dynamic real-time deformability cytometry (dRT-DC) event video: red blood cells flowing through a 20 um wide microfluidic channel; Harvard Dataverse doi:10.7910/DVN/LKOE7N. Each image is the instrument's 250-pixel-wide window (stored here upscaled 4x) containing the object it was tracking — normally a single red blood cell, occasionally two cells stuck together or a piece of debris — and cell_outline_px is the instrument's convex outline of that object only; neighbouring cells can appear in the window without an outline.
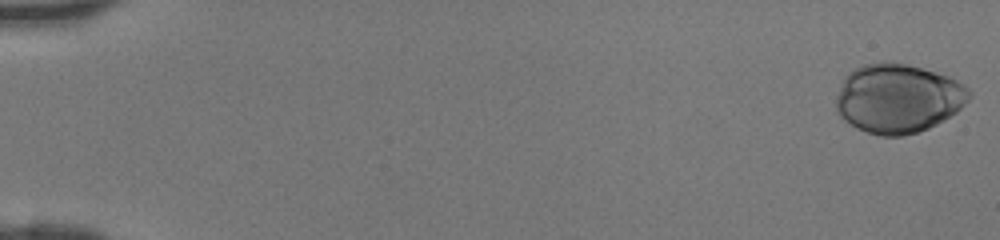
{"species": "human", "species_latin": "Homo sapiens", "temperature_condition": "room temperature", "stored_images_in_passage": 46, "camera_frame_rate_fps": 3000, "um_per_image_px": 0.085, "donor": {"sex": "female"}, "frame": {"image": 1, "passage_image": 1, "time_ms": 0.0, "image_size_px": [1000, 240], "cell_outline_px": [[972, 96], [956, 112], [936, 124], [928, 128], [904, 136], [880, 136], [856, 128], [844, 120], [836, 112], [836, 96], [844, 76], [848, 72], [864, 64], [884, 60], [892, 60], [936, 72], [948, 76], [964, 84], [972, 92]], "centroid_in_image_um": [76.31, 8.34], "position_along_channel_um": 8.7, "area_um2": 54.04}}
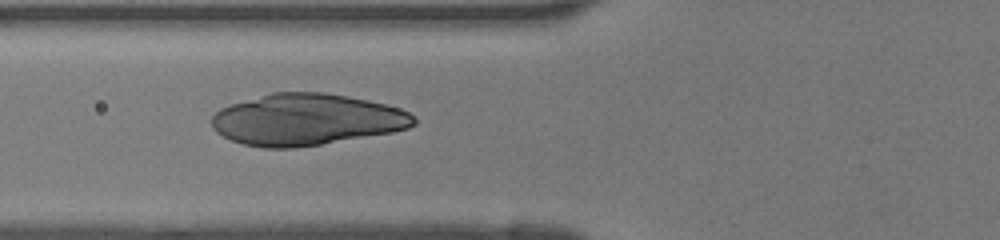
{"frame": {"image": 2, "passage_image": 19, "time_ms": 6.0, "image_size_px": [1000, 240], "cell_outline_px": [[416, 124], [408, 128], [392, 132], [320, 144], [292, 148], [264, 148], [244, 144], [232, 140], [216, 132], [212, 128], [212, 116], [220, 108], [232, 104], [272, 92], [324, 92], [348, 96], [368, 100], [400, 108], [408, 112], [416, 120]], "centroid_in_image_um": [26.04, 10.16], "position_along_channel_um": 99.8, "area_um2": 60.34}}
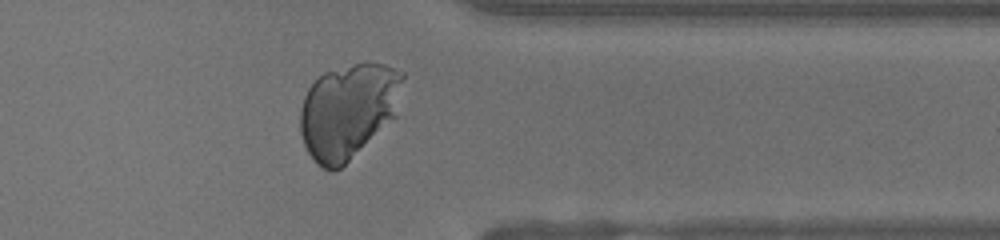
{"frame": {"image": 3, "passage_image": 38, "time_ms": 12.333, "image_size_px": [1000, 240], "cell_outline_px": [[404, 76], [396, 116], [340, 168], [332, 172], [324, 168], [308, 152], [304, 144], [300, 132], [300, 108], [304, 96], [308, 88], [324, 72], [356, 64], [384, 64], [404, 72]], "centroid_in_image_um": [29.59, 9.42], "position_along_channel_um": 381.8, "area_um2": 56.07}}